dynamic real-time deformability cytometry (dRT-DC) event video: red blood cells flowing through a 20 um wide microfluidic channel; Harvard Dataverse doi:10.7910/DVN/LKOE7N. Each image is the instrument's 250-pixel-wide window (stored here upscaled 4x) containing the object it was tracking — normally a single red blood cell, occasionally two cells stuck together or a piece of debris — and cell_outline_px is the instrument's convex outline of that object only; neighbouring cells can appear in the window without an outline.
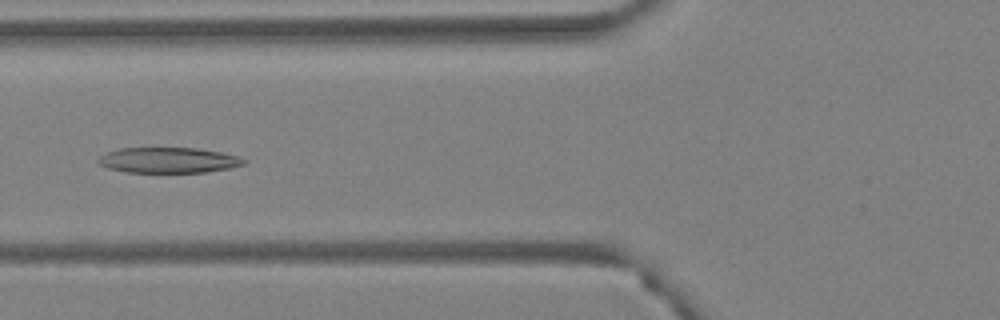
{"species": "Egyptian fruit bat (a non-hibernating species)", "species_latin": "Rousettus aegyptiacus", "temperature_condition": "warm", "stored_images_in_passage": 42, "camera_frame_rate_fps": 3000, "um_per_image_px": 0.085, "animal": {"sex": "female"}, "frame": {"image": 1, "passage_image": 10, "time_ms": 3.0, "image_size_px": [1000, 320], "cell_outline_px": [[248, 160], [244, 164], [228, 168], [208, 172], [128, 172], [108, 168], [100, 164], [96, 160], [100, 156], [108, 152], [120, 148], [196, 148], [220, 152], [236, 156]], "centroid_in_image_um": [14.31, 13.61], "position_along_channel_um": 111.5, "area_um2": 21.44}}
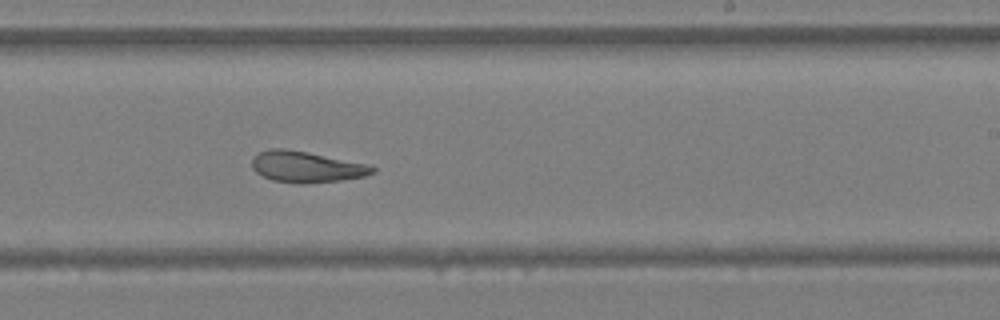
{"frame": {"image": 2, "passage_image": 22, "time_ms": 7.0, "image_size_px": [1000, 320], "cell_outline_px": [[376, 172], [364, 176], [340, 180], [300, 184], [296, 184], [272, 180], [256, 172], [252, 168], [252, 160], [260, 152], [272, 148], [284, 148], [308, 152], [364, 164], [376, 168]], "centroid_in_image_um": [26.01, 14.19], "position_along_channel_um": 263.0, "area_um2": 21.5}}
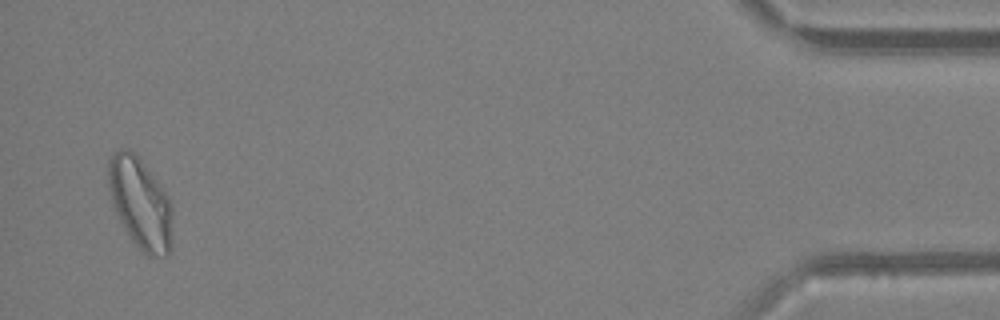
{"frame": {"image": 3, "passage_image": 41, "time_ms": 13.333, "image_size_px": [1000, 320], "cell_outline_px": [[172, 248], [168, 256], [148, 256], [132, 240], [124, 228], [112, 204], [108, 184], [108, 160], [112, 152], [120, 148], [128, 148], [136, 152], [160, 184], [168, 196], [172, 204]], "centroid_in_image_um": [11.94, 17.24], "position_along_channel_um": 423.3, "area_um2": 34.51}, "authors_computed_cell_mechanics": {"area_um2": 23.4379, "velocity_mm_per_s": 3.8024, "shape_relaxation_time_tau1_ms": 11.1, "shape_relaxation_time_tau2_ms": 2.3265, "deformation_change_tau1": 0.2828, "deformation_change_tau2": 0.108}}